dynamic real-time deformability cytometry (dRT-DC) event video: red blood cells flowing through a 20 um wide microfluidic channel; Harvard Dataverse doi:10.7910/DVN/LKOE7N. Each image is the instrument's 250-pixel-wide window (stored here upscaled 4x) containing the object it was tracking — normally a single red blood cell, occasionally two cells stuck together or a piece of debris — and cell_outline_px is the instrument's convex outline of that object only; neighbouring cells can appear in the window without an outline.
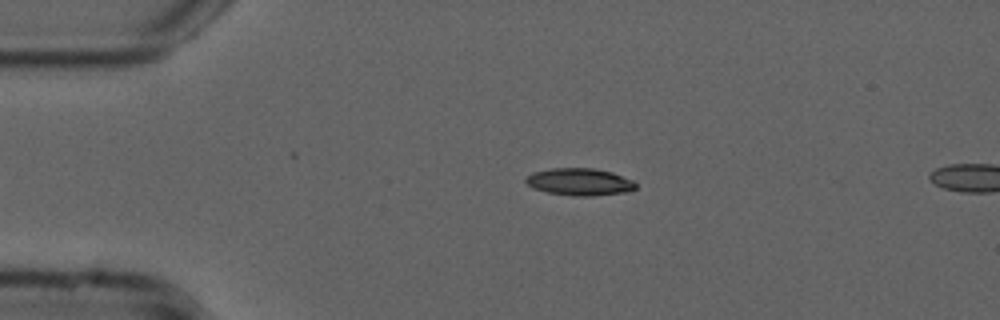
{"species": "common noctule bat (a hibernating species)", "species_latin": "Nyctalus noctula", "temperature_condition": "cold", "stored_images_in_passage": 38, "camera_frame_rate_fps": 3000, "um_per_image_px": 0.085, "animal": {"sex": "male", "forearm_length_mm": 52.5}, "frame": {"image": 1, "passage_image": 2, "time_ms": 0.333, "image_size_px": [1000, 320], "cell_outline_px": [[636, 188], [628, 192], [592, 196], [572, 196], [548, 192], [532, 188], [524, 180], [532, 172], [552, 168], [592, 168], [612, 172], [632, 180], [636, 184]], "centroid_in_image_um": [49.26, 15.46], "position_along_channel_um": 35.7, "area_um2": 17.46}}
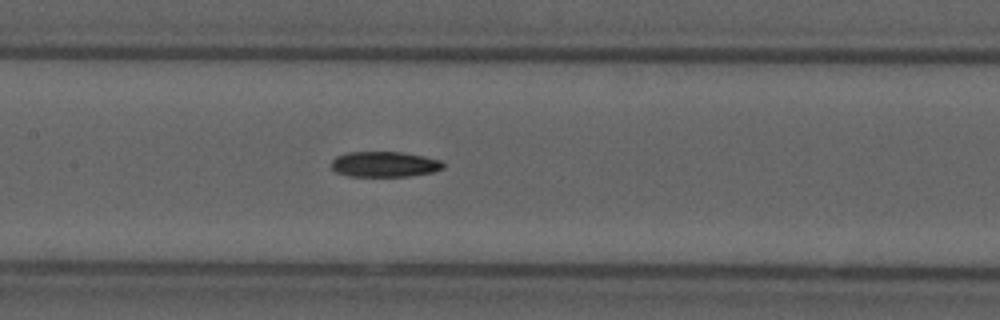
{"frame": {"image": 2, "passage_image": 16, "time_ms": 5.0, "image_size_px": [1000, 320], "cell_outline_px": [[444, 168], [432, 172], [408, 176], [348, 176], [336, 172], [332, 168], [332, 160], [336, 156], [348, 152], [400, 152], [424, 156], [440, 160], [444, 164]], "centroid_in_image_um": [32.67, 13.96], "position_along_channel_um": 174.7, "area_um2": 16.53}}
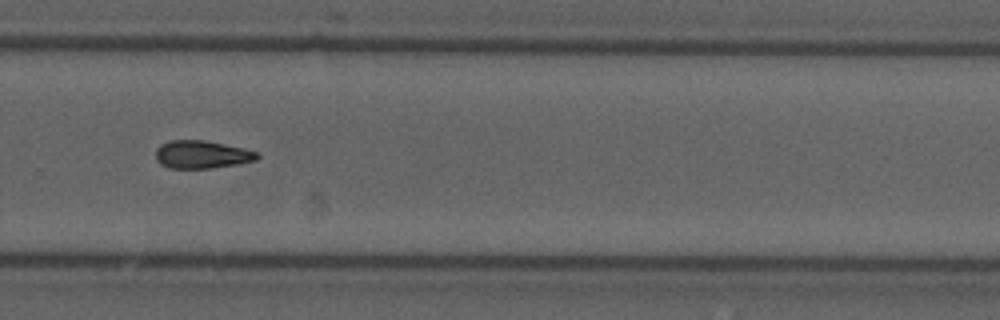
{"frame": {"image": 3, "passage_image": 27, "time_ms": 8.667, "image_size_px": [1000, 320], "cell_outline_px": [[260, 156], [256, 160], [236, 164], [212, 168], [168, 168], [160, 164], [156, 160], [156, 148], [160, 144], [172, 140], [204, 140], [244, 148], [256, 152]], "centroid_in_image_um": [17.12, 13.13], "position_along_channel_um": 312.7, "area_um2": 16.47}}